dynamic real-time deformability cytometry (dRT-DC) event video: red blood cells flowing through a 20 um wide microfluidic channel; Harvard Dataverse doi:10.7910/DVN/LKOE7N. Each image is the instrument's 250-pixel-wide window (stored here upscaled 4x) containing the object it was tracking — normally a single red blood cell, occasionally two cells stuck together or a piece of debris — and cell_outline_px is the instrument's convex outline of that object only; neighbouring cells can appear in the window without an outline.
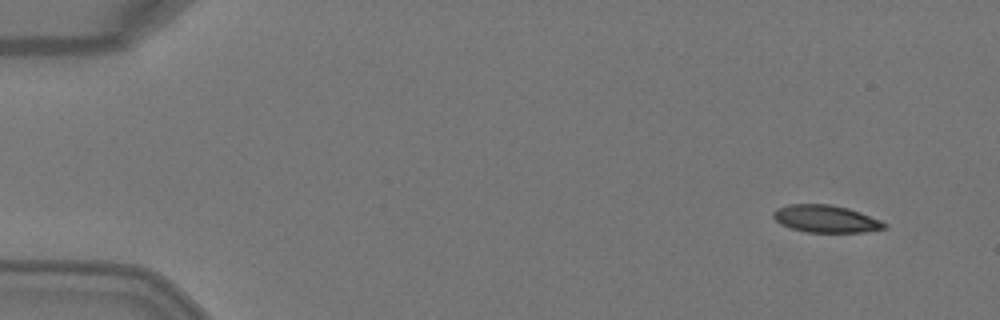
{"species": "Egyptian fruit bat (a non-hibernating species)", "species_latin": "Rousettus aegyptiacus", "temperature_condition": "warm", "stored_images_in_passage": 4, "camera_frame_rate_fps": 3000, "um_per_image_px": 0.085, "animal": {"sex": "female"}, "frame": {"image": 1, "passage_image": 1, "time_ms": 0.0, "image_size_px": [1000, 320], "cell_outline_px": [[888, 224], [884, 228], [864, 232], [808, 232], [792, 228], [780, 224], [772, 216], [772, 212], [776, 208], [788, 204], [832, 204], [848, 208], [860, 212], [880, 220]], "centroid_in_image_um": [70.17, 18.59], "position_along_channel_um": 14.8, "area_um2": 17.69}}
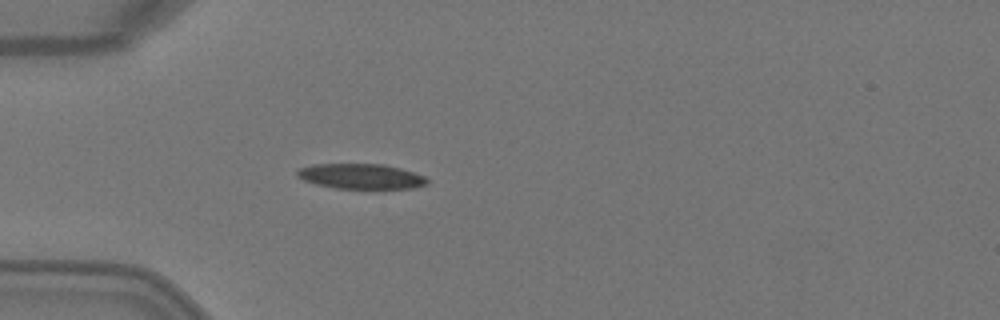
{"frame": {"image": 2, "passage_image": 4, "time_ms": 1.0, "image_size_px": [1000, 320], "cell_outline_px": [[428, 184], [412, 188], [336, 188], [316, 184], [304, 180], [296, 176], [296, 168], [312, 164], [384, 164], [400, 168], [424, 176], [428, 180]], "centroid_in_image_um": [30.63, 14.98], "position_along_channel_um": 54.4, "area_um2": 19.02}}